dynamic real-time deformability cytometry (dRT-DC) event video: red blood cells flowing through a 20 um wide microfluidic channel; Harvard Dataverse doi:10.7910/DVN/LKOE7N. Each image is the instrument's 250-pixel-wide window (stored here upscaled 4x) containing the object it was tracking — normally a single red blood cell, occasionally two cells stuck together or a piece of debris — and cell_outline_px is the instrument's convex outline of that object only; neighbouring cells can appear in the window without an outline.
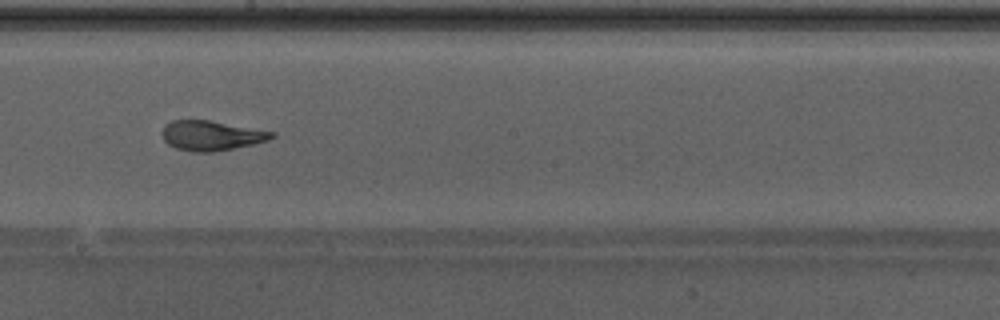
{"species": "Egyptian fruit bat (a non-hibernating species)", "species_latin": "Rousettus aegyptiacus", "temperature_condition": "warm", "stored_images_in_passage": 48, "camera_frame_rate_fps": 3000, "um_per_image_px": 0.085, "animal": {"sex": "male"}, "frame": {"image": 1, "passage_image": 28, "time_ms": 9.0, "image_size_px": [1000, 320], "cell_outline_px": [[276, 136], [268, 140], [252, 144], [212, 152], [192, 152], [176, 148], [168, 144], [164, 140], [164, 124], [172, 120], [208, 120], [276, 132]], "centroid_in_image_um": [17.97, 11.52], "position_along_channel_um": 230.2, "area_um2": 18.84}}